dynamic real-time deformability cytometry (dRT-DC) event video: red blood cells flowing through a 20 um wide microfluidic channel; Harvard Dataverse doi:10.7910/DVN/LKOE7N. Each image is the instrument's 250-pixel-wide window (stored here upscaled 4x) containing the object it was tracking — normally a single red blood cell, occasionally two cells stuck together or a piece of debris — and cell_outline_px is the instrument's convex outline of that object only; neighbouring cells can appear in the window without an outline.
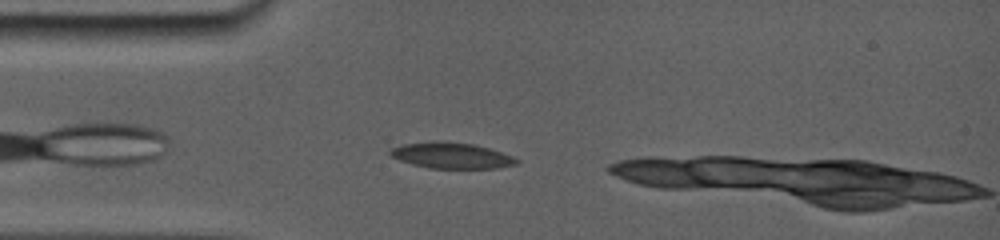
{"species": "common noctule bat (a hibernating species)", "species_latin": "Nyctalus noctula", "temperature_condition": "room temperature", "stored_images_in_passage": 3, "camera_frame_rate_fps": 5000, "um_per_image_px": 0.085, "animal": {"sex": "female", "body_mass_g": 19.0, "forearm_length_mm": 56.7}, "frame": {"image": 1, "passage_image": 1, "time_ms": 0.0, "image_size_px": [1000, 240], "cell_outline_px": [[520, 160], [516, 164], [496, 168], [428, 168], [412, 164], [400, 160], [392, 156], [388, 152], [392, 148], [404, 144], [468, 144], [488, 148], [512, 156]], "centroid_in_image_um": [38.41, 13.28], "position_along_channel_um": 46.6, "area_um2": 17.86}}